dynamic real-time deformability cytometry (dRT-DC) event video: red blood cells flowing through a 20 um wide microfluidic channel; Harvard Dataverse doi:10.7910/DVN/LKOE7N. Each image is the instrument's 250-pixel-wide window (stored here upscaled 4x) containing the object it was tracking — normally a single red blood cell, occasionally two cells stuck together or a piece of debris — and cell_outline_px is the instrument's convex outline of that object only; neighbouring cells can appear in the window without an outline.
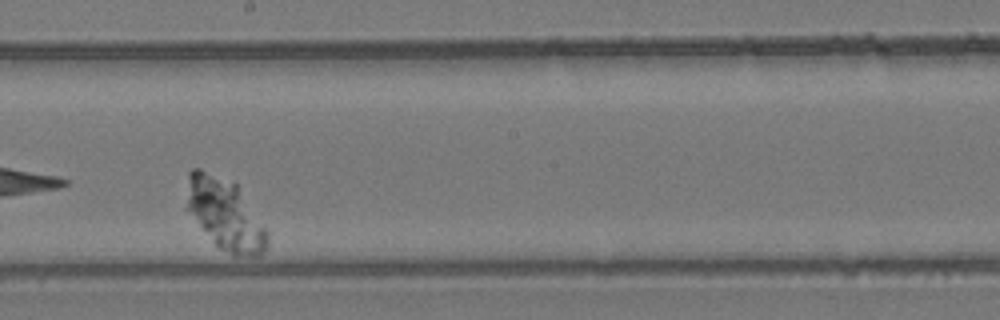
{"species": "common noctule bat (a hibernating species)", "species_latin": "Nyctalus noctula", "temperature_condition": "room temperature", "stored_images_in_passage": 48, "camera_frame_rate_fps": 3000, "um_per_image_px": 0.085, "animal": {"sex": "female", "body_mass_g": 24.6, "forearm_length_mm": 56.2}, "frame": {"image": 1, "passage_image": 28, "time_ms": 9.0, "image_size_px": [1000, 320], "cell_outline_px": [[268, 244], [264, 252], [260, 256], [232, 256], [220, 248], [212, 240], [184, 208], [188, 172], [192, 168], [200, 168], [236, 184], [268, 232]], "centroid_in_image_um": [19.1, 18.22], "position_along_channel_um": 229.1, "area_um2": 33.58}}
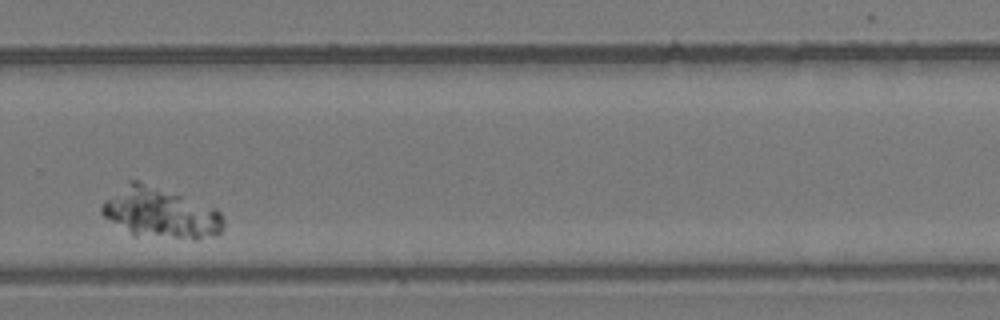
{"frame": {"image": 2, "passage_image": 35, "time_ms": 11.333, "image_size_px": [1000, 320], "cell_outline_px": [[224, 228], [216, 236], [196, 240], [136, 236], [104, 216], [100, 212], [100, 204], [104, 200], [128, 180], [136, 180], [216, 208], [220, 212], [224, 220]], "centroid_in_image_um": [13.65, 18.13], "position_along_channel_um": 316.1, "area_um2": 35.78}}
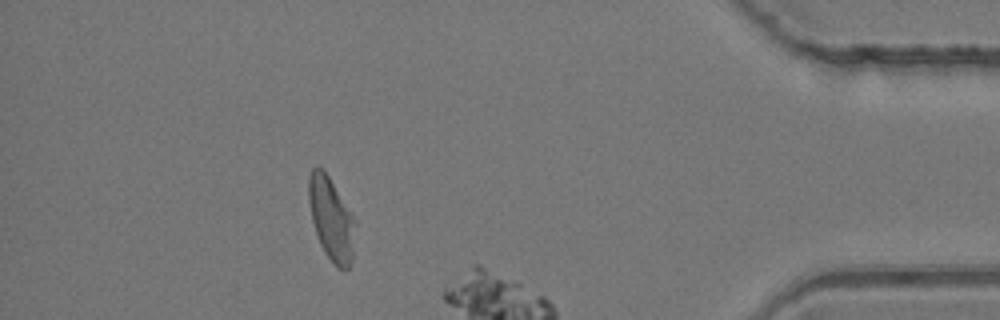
{"frame": {"image": 3, "passage_image": 43, "time_ms": 14.0, "image_size_px": [1000, 320], "cell_outline_px": [[356, 224], [352, 260], [348, 268], [340, 268], [324, 252], [316, 236], [312, 220], [308, 200], [308, 176], [312, 168], [316, 164], [328, 176], [352, 212], [356, 220]], "centroid_in_image_um": [28.15, 18.57], "position_along_channel_um": 407.0, "area_um2": 22.54}}